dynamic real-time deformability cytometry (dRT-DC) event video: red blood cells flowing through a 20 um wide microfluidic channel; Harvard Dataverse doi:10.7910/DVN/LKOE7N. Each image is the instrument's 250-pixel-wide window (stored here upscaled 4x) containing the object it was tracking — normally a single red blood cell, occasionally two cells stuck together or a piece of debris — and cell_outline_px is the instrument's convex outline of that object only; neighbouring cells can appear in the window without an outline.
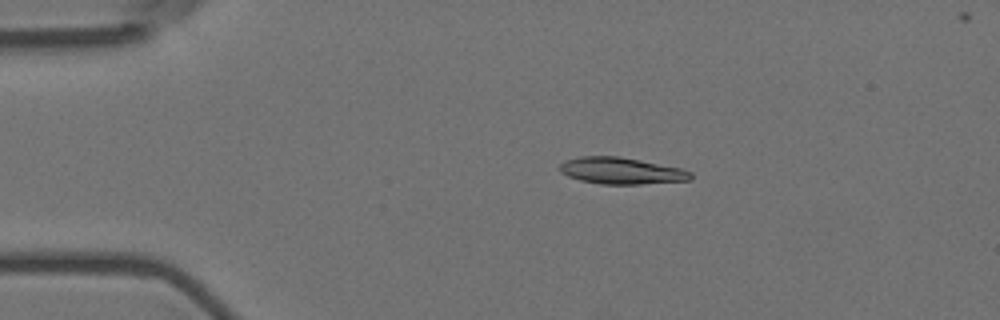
{"species": "Egyptian fruit bat (a non-hibernating species)", "species_latin": "Rousettus aegyptiacus", "temperature_condition": "room temperature", "stored_images_in_passage": 10, "camera_frame_rate_fps": 3000, "um_per_image_px": 0.085, "animal": {"sex": "female"}, "frame": {"image": 1, "passage_image": 3, "time_ms": 0.667, "image_size_px": [1000, 320], "cell_outline_px": [[692, 180], [640, 184], [600, 184], [580, 180], [568, 176], [560, 172], [560, 164], [568, 160], [580, 156], [620, 156], [680, 168], [692, 172]], "centroid_in_image_um": [52.82, 14.52], "position_along_channel_um": 32.2, "area_um2": 20.23}}
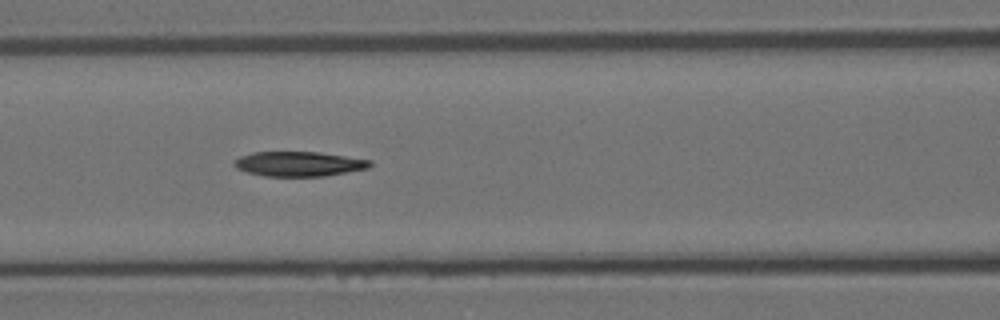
{"frame": {"image": 2, "passage_image": 7, "time_ms": 2.0, "image_size_px": [1000, 320], "cell_outline_px": [[372, 164], [368, 168], [324, 176], [264, 176], [244, 172], [236, 168], [232, 164], [240, 156], [252, 152], [320, 152], [372, 160]], "centroid_in_image_um": [25.38, 13.93], "position_along_channel_um": 141.2, "area_um2": 19.65}}
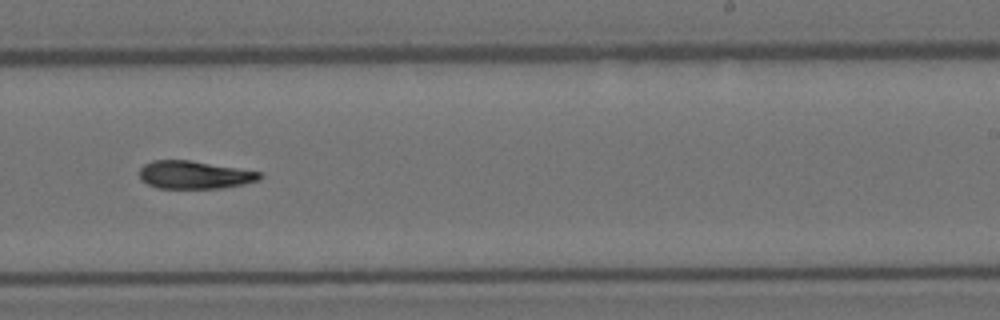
{"frame": {"image": 3, "passage_image": 10, "time_ms": 3.0, "image_size_px": [1000, 320], "cell_outline_px": [[264, 176], [260, 180], [244, 184], [220, 188], [156, 188], [140, 180], [140, 168], [144, 164], [152, 160], [188, 160], [260, 172]], "centroid_in_image_um": [16.51, 14.87], "position_along_channel_um": 272.5, "area_um2": 19.48}}